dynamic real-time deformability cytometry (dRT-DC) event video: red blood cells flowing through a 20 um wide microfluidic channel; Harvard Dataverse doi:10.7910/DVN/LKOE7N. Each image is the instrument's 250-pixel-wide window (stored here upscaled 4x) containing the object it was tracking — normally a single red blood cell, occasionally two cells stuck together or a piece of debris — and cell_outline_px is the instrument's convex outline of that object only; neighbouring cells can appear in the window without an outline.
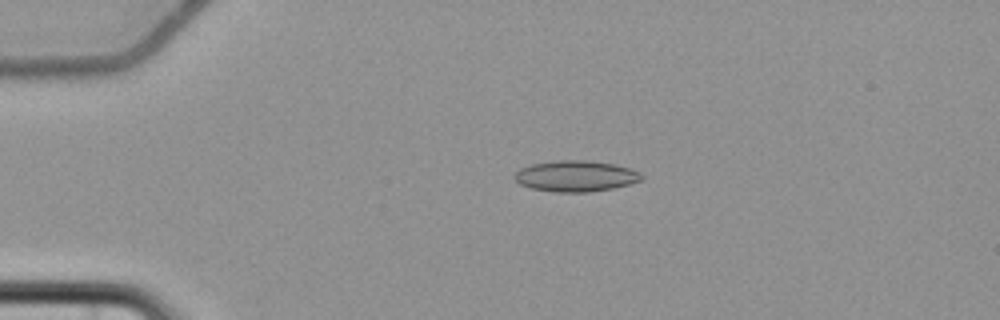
{"species": "common noctule bat (a hibernating species)", "species_latin": "Nyctalus noctula", "temperature_condition": "cold", "stored_images_in_passage": 5, "camera_frame_rate_fps": 3000, "um_per_image_px": 0.085, "animal": {"sex": "female", "body_mass_g": 22.7, "forearm_length_mm": 54.2}, "frame": {"image": 1, "passage_image": 4, "time_ms": 3.667, "image_size_px": [1000, 320], "cell_outline_px": [[644, 180], [612, 188], [588, 192], [552, 192], [532, 188], [520, 184], [512, 176], [520, 168], [532, 164], [556, 160], [584, 160], [616, 164], [632, 168], [640, 172], [644, 176]], "centroid_in_image_um": [48.96, 14.96], "position_along_channel_um": 36.0, "area_um2": 23.12}}